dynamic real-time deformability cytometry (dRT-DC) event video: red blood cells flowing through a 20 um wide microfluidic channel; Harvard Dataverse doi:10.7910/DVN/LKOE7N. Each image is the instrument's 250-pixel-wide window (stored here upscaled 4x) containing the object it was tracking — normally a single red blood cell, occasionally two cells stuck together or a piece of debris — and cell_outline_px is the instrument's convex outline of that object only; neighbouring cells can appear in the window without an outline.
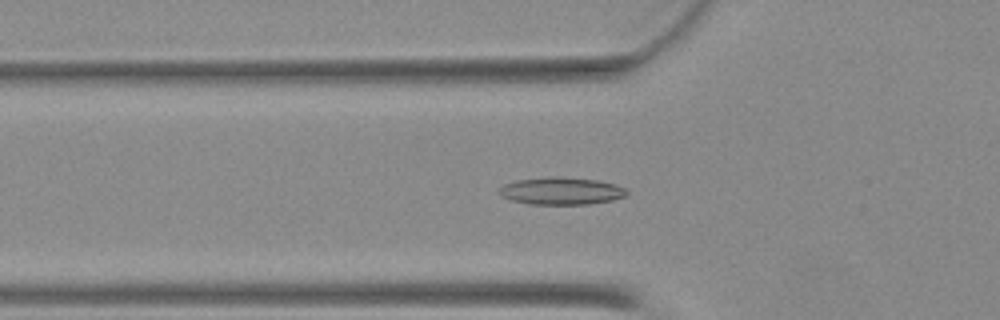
{"species": "Egyptian fruit bat (a non-hibernating species)", "species_latin": "Rousettus aegyptiacus", "temperature_condition": "warm", "stored_images_in_passage": 51, "camera_frame_rate_fps": 3000, "um_per_image_px": 0.085, "animal": {"sex": "female"}, "frame": {"image": 1, "passage_image": 18, "time_ms": 5.667, "image_size_px": [1000, 320], "cell_outline_px": [[628, 192], [624, 196], [612, 200], [588, 204], [528, 204], [512, 200], [500, 196], [496, 192], [504, 184], [516, 180], [552, 176], [560, 176], [596, 180], [616, 184], [624, 188]], "centroid_in_image_um": [47.66, 16.22], "position_along_channel_um": 78.1, "area_um2": 20.4}}
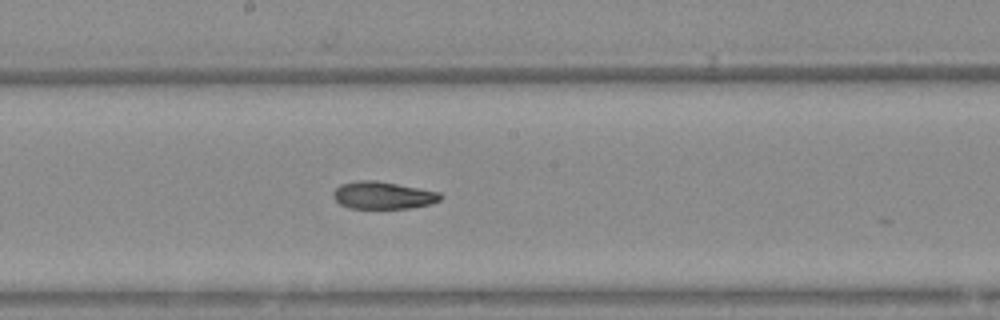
{"frame": {"image": 2, "passage_image": 28, "time_ms": 9.0, "image_size_px": [1000, 320], "cell_outline_px": [[444, 196], [440, 200], [432, 204], [412, 208], [348, 208], [340, 204], [332, 196], [332, 192], [340, 184], [360, 180], [376, 180], [420, 188], [440, 192]], "centroid_in_image_um": [32.57, 16.6], "position_along_channel_um": 215.6, "area_um2": 17.28}}
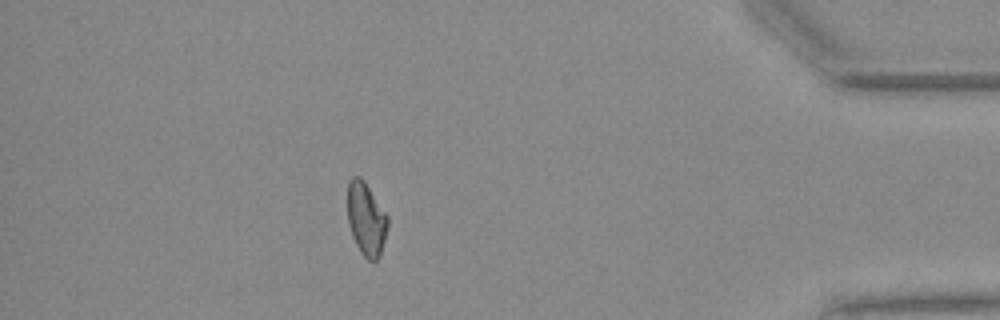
{"frame": {"image": 3, "passage_image": 45, "time_ms": 14.667, "image_size_px": [1000, 320], "cell_outline_px": [[388, 224], [380, 256], [376, 260], [368, 260], [360, 252], [352, 236], [348, 224], [348, 180], [352, 176], [360, 176], [364, 180], [388, 216]], "centroid_in_image_um": [31.11, 18.6], "position_along_channel_um": 404.1, "area_um2": 17.11}}